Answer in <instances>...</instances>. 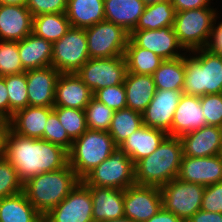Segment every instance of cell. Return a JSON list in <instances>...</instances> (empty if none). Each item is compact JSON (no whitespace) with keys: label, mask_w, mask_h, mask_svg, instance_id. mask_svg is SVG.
Here are the masks:
<instances>
[{"label":"cell","mask_w":222,"mask_h":222,"mask_svg":"<svg viewBox=\"0 0 222 222\" xmlns=\"http://www.w3.org/2000/svg\"><path fill=\"white\" fill-rule=\"evenodd\" d=\"M142 126V114L126 107L114 112L108 132L115 145L119 147L133 132Z\"/></svg>","instance_id":"obj_34"},{"label":"cell","mask_w":222,"mask_h":222,"mask_svg":"<svg viewBox=\"0 0 222 222\" xmlns=\"http://www.w3.org/2000/svg\"><path fill=\"white\" fill-rule=\"evenodd\" d=\"M182 158L180 137L167 136L152 154L134 164L136 184L162 187L178 177Z\"/></svg>","instance_id":"obj_2"},{"label":"cell","mask_w":222,"mask_h":222,"mask_svg":"<svg viewBox=\"0 0 222 222\" xmlns=\"http://www.w3.org/2000/svg\"><path fill=\"white\" fill-rule=\"evenodd\" d=\"M176 11L171 1L146 6L133 31L173 27Z\"/></svg>","instance_id":"obj_31"},{"label":"cell","mask_w":222,"mask_h":222,"mask_svg":"<svg viewBox=\"0 0 222 222\" xmlns=\"http://www.w3.org/2000/svg\"><path fill=\"white\" fill-rule=\"evenodd\" d=\"M5 84L9 97V119L13 114L29 106L26 72L5 76Z\"/></svg>","instance_id":"obj_35"},{"label":"cell","mask_w":222,"mask_h":222,"mask_svg":"<svg viewBox=\"0 0 222 222\" xmlns=\"http://www.w3.org/2000/svg\"><path fill=\"white\" fill-rule=\"evenodd\" d=\"M93 98L104 103L114 111L126 108L124 84L101 88L93 93Z\"/></svg>","instance_id":"obj_41"},{"label":"cell","mask_w":222,"mask_h":222,"mask_svg":"<svg viewBox=\"0 0 222 222\" xmlns=\"http://www.w3.org/2000/svg\"><path fill=\"white\" fill-rule=\"evenodd\" d=\"M168 136L162 130L142 126L133 132L119 147L124 150L135 164L152 154Z\"/></svg>","instance_id":"obj_24"},{"label":"cell","mask_w":222,"mask_h":222,"mask_svg":"<svg viewBox=\"0 0 222 222\" xmlns=\"http://www.w3.org/2000/svg\"><path fill=\"white\" fill-rule=\"evenodd\" d=\"M92 212L90 190L80 181L68 196L44 217L49 222H93Z\"/></svg>","instance_id":"obj_12"},{"label":"cell","mask_w":222,"mask_h":222,"mask_svg":"<svg viewBox=\"0 0 222 222\" xmlns=\"http://www.w3.org/2000/svg\"><path fill=\"white\" fill-rule=\"evenodd\" d=\"M27 0H0V3L11 5H26Z\"/></svg>","instance_id":"obj_51"},{"label":"cell","mask_w":222,"mask_h":222,"mask_svg":"<svg viewBox=\"0 0 222 222\" xmlns=\"http://www.w3.org/2000/svg\"><path fill=\"white\" fill-rule=\"evenodd\" d=\"M25 72L29 106L54 107L56 82L61 73L53 66Z\"/></svg>","instance_id":"obj_17"},{"label":"cell","mask_w":222,"mask_h":222,"mask_svg":"<svg viewBox=\"0 0 222 222\" xmlns=\"http://www.w3.org/2000/svg\"><path fill=\"white\" fill-rule=\"evenodd\" d=\"M68 0H27L26 7L36 15L49 13H65Z\"/></svg>","instance_id":"obj_43"},{"label":"cell","mask_w":222,"mask_h":222,"mask_svg":"<svg viewBox=\"0 0 222 222\" xmlns=\"http://www.w3.org/2000/svg\"><path fill=\"white\" fill-rule=\"evenodd\" d=\"M11 130V120L0 118V158L5 156L7 137Z\"/></svg>","instance_id":"obj_49"},{"label":"cell","mask_w":222,"mask_h":222,"mask_svg":"<svg viewBox=\"0 0 222 222\" xmlns=\"http://www.w3.org/2000/svg\"><path fill=\"white\" fill-rule=\"evenodd\" d=\"M23 191V183L16 169L5 158H0V200Z\"/></svg>","instance_id":"obj_39"},{"label":"cell","mask_w":222,"mask_h":222,"mask_svg":"<svg viewBox=\"0 0 222 222\" xmlns=\"http://www.w3.org/2000/svg\"><path fill=\"white\" fill-rule=\"evenodd\" d=\"M18 52L25 71L51 66L52 43L34 33L18 41Z\"/></svg>","instance_id":"obj_25"},{"label":"cell","mask_w":222,"mask_h":222,"mask_svg":"<svg viewBox=\"0 0 222 222\" xmlns=\"http://www.w3.org/2000/svg\"><path fill=\"white\" fill-rule=\"evenodd\" d=\"M93 205V222L124 218V190L87 186Z\"/></svg>","instance_id":"obj_22"},{"label":"cell","mask_w":222,"mask_h":222,"mask_svg":"<svg viewBox=\"0 0 222 222\" xmlns=\"http://www.w3.org/2000/svg\"><path fill=\"white\" fill-rule=\"evenodd\" d=\"M126 73L127 66L124 56L89 58L76 72L92 93L101 88L123 84Z\"/></svg>","instance_id":"obj_11"},{"label":"cell","mask_w":222,"mask_h":222,"mask_svg":"<svg viewBox=\"0 0 222 222\" xmlns=\"http://www.w3.org/2000/svg\"><path fill=\"white\" fill-rule=\"evenodd\" d=\"M71 24L65 13H49L33 17L32 33L51 43L61 39Z\"/></svg>","instance_id":"obj_32"},{"label":"cell","mask_w":222,"mask_h":222,"mask_svg":"<svg viewBox=\"0 0 222 222\" xmlns=\"http://www.w3.org/2000/svg\"><path fill=\"white\" fill-rule=\"evenodd\" d=\"M18 41L0 40V76L24 73Z\"/></svg>","instance_id":"obj_38"},{"label":"cell","mask_w":222,"mask_h":222,"mask_svg":"<svg viewBox=\"0 0 222 222\" xmlns=\"http://www.w3.org/2000/svg\"><path fill=\"white\" fill-rule=\"evenodd\" d=\"M183 90L156 89L151 102L142 113L143 125L164 131L170 136L174 112Z\"/></svg>","instance_id":"obj_15"},{"label":"cell","mask_w":222,"mask_h":222,"mask_svg":"<svg viewBox=\"0 0 222 222\" xmlns=\"http://www.w3.org/2000/svg\"><path fill=\"white\" fill-rule=\"evenodd\" d=\"M90 58L124 56L130 34L119 25L101 21L85 29Z\"/></svg>","instance_id":"obj_10"},{"label":"cell","mask_w":222,"mask_h":222,"mask_svg":"<svg viewBox=\"0 0 222 222\" xmlns=\"http://www.w3.org/2000/svg\"><path fill=\"white\" fill-rule=\"evenodd\" d=\"M89 58L85 29L71 26L61 39L52 43L51 66L60 73H76Z\"/></svg>","instance_id":"obj_9"},{"label":"cell","mask_w":222,"mask_h":222,"mask_svg":"<svg viewBox=\"0 0 222 222\" xmlns=\"http://www.w3.org/2000/svg\"><path fill=\"white\" fill-rule=\"evenodd\" d=\"M220 10L218 7H203L176 12L173 28L186 52L208 48L214 23L222 14Z\"/></svg>","instance_id":"obj_5"},{"label":"cell","mask_w":222,"mask_h":222,"mask_svg":"<svg viewBox=\"0 0 222 222\" xmlns=\"http://www.w3.org/2000/svg\"><path fill=\"white\" fill-rule=\"evenodd\" d=\"M53 111L73 141L88 129L84 110L54 106Z\"/></svg>","instance_id":"obj_36"},{"label":"cell","mask_w":222,"mask_h":222,"mask_svg":"<svg viewBox=\"0 0 222 222\" xmlns=\"http://www.w3.org/2000/svg\"><path fill=\"white\" fill-rule=\"evenodd\" d=\"M38 222H49V221L44 216H42Z\"/></svg>","instance_id":"obj_54"},{"label":"cell","mask_w":222,"mask_h":222,"mask_svg":"<svg viewBox=\"0 0 222 222\" xmlns=\"http://www.w3.org/2000/svg\"><path fill=\"white\" fill-rule=\"evenodd\" d=\"M123 84L126 107L142 114L156 92L153 76L127 72Z\"/></svg>","instance_id":"obj_26"},{"label":"cell","mask_w":222,"mask_h":222,"mask_svg":"<svg viewBox=\"0 0 222 222\" xmlns=\"http://www.w3.org/2000/svg\"><path fill=\"white\" fill-rule=\"evenodd\" d=\"M41 217L24 191L0 200V222H38Z\"/></svg>","instance_id":"obj_29"},{"label":"cell","mask_w":222,"mask_h":222,"mask_svg":"<svg viewBox=\"0 0 222 222\" xmlns=\"http://www.w3.org/2000/svg\"><path fill=\"white\" fill-rule=\"evenodd\" d=\"M183 156L208 157L220 154L222 146V128L205 125L180 137Z\"/></svg>","instance_id":"obj_19"},{"label":"cell","mask_w":222,"mask_h":222,"mask_svg":"<svg viewBox=\"0 0 222 222\" xmlns=\"http://www.w3.org/2000/svg\"><path fill=\"white\" fill-rule=\"evenodd\" d=\"M186 222H222V213L207 212L200 209Z\"/></svg>","instance_id":"obj_48"},{"label":"cell","mask_w":222,"mask_h":222,"mask_svg":"<svg viewBox=\"0 0 222 222\" xmlns=\"http://www.w3.org/2000/svg\"><path fill=\"white\" fill-rule=\"evenodd\" d=\"M146 222H183L172 212L166 211L163 207Z\"/></svg>","instance_id":"obj_50"},{"label":"cell","mask_w":222,"mask_h":222,"mask_svg":"<svg viewBox=\"0 0 222 222\" xmlns=\"http://www.w3.org/2000/svg\"><path fill=\"white\" fill-rule=\"evenodd\" d=\"M214 0H171L172 5L176 12L191 10V9H200L203 7H215Z\"/></svg>","instance_id":"obj_45"},{"label":"cell","mask_w":222,"mask_h":222,"mask_svg":"<svg viewBox=\"0 0 222 222\" xmlns=\"http://www.w3.org/2000/svg\"><path fill=\"white\" fill-rule=\"evenodd\" d=\"M104 0H68L66 16L72 27L86 29L105 20Z\"/></svg>","instance_id":"obj_28"},{"label":"cell","mask_w":222,"mask_h":222,"mask_svg":"<svg viewBox=\"0 0 222 222\" xmlns=\"http://www.w3.org/2000/svg\"><path fill=\"white\" fill-rule=\"evenodd\" d=\"M162 206L172 212L183 222L189 220L201 209L205 186L197 183L184 182L178 178L160 187Z\"/></svg>","instance_id":"obj_8"},{"label":"cell","mask_w":222,"mask_h":222,"mask_svg":"<svg viewBox=\"0 0 222 222\" xmlns=\"http://www.w3.org/2000/svg\"><path fill=\"white\" fill-rule=\"evenodd\" d=\"M178 179L184 182L197 183L203 186L222 182V157L183 156Z\"/></svg>","instance_id":"obj_16"},{"label":"cell","mask_w":222,"mask_h":222,"mask_svg":"<svg viewBox=\"0 0 222 222\" xmlns=\"http://www.w3.org/2000/svg\"><path fill=\"white\" fill-rule=\"evenodd\" d=\"M152 76L156 89L183 90L185 77L184 56L164 60Z\"/></svg>","instance_id":"obj_33"},{"label":"cell","mask_w":222,"mask_h":222,"mask_svg":"<svg viewBox=\"0 0 222 222\" xmlns=\"http://www.w3.org/2000/svg\"><path fill=\"white\" fill-rule=\"evenodd\" d=\"M93 93L76 73H61L56 82L54 106L84 110Z\"/></svg>","instance_id":"obj_20"},{"label":"cell","mask_w":222,"mask_h":222,"mask_svg":"<svg viewBox=\"0 0 222 222\" xmlns=\"http://www.w3.org/2000/svg\"><path fill=\"white\" fill-rule=\"evenodd\" d=\"M206 125L222 128V93L200 96Z\"/></svg>","instance_id":"obj_42"},{"label":"cell","mask_w":222,"mask_h":222,"mask_svg":"<svg viewBox=\"0 0 222 222\" xmlns=\"http://www.w3.org/2000/svg\"><path fill=\"white\" fill-rule=\"evenodd\" d=\"M0 118L9 119V97L5 76H0Z\"/></svg>","instance_id":"obj_47"},{"label":"cell","mask_w":222,"mask_h":222,"mask_svg":"<svg viewBox=\"0 0 222 222\" xmlns=\"http://www.w3.org/2000/svg\"><path fill=\"white\" fill-rule=\"evenodd\" d=\"M102 222H136V221H133L129 218H118V219H112V220H105V221H102Z\"/></svg>","instance_id":"obj_52"},{"label":"cell","mask_w":222,"mask_h":222,"mask_svg":"<svg viewBox=\"0 0 222 222\" xmlns=\"http://www.w3.org/2000/svg\"><path fill=\"white\" fill-rule=\"evenodd\" d=\"M183 93L193 96L222 93L221 54L209 48L197 49L184 55Z\"/></svg>","instance_id":"obj_4"},{"label":"cell","mask_w":222,"mask_h":222,"mask_svg":"<svg viewBox=\"0 0 222 222\" xmlns=\"http://www.w3.org/2000/svg\"><path fill=\"white\" fill-rule=\"evenodd\" d=\"M104 7L105 20L122 26L130 34L146 5L141 0H104Z\"/></svg>","instance_id":"obj_27"},{"label":"cell","mask_w":222,"mask_h":222,"mask_svg":"<svg viewBox=\"0 0 222 222\" xmlns=\"http://www.w3.org/2000/svg\"><path fill=\"white\" fill-rule=\"evenodd\" d=\"M206 125L199 96L182 94L174 112L170 136L181 137Z\"/></svg>","instance_id":"obj_21"},{"label":"cell","mask_w":222,"mask_h":222,"mask_svg":"<svg viewBox=\"0 0 222 222\" xmlns=\"http://www.w3.org/2000/svg\"><path fill=\"white\" fill-rule=\"evenodd\" d=\"M42 139L59 145L67 151L70 150L73 143L54 111L48 115Z\"/></svg>","instance_id":"obj_40"},{"label":"cell","mask_w":222,"mask_h":222,"mask_svg":"<svg viewBox=\"0 0 222 222\" xmlns=\"http://www.w3.org/2000/svg\"><path fill=\"white\" fill-rule=\"evenodd\" d=\"M81 181L86 186L125 190L136 184L134 163L124 150L117 147Z\"/></svg>","instance_id":"obj_7"},{"label":"cell","mask_w":222,"mask_h":222,"mask_svg":"<svg viewBox=\"0 0 222 222\" xmlns=\"http://www.w3.org/2000/svg\"><path fill=\"white\" fill-rule=\"evenodd\" d=\"M162 207L160 187L134 184L124 190L126 218L146 222Z\"/></svg>","instance_id":"obj_13"},{"label":"cell","mask_w":222,"mask_h":222,"mask_svg":"<svg viewBox=\"0 0 222 222\" xmlns=\"http://www.w3.org/2000/svg\"><path fill=\"white\" fill-rule=\"evenodd\" d=\"M146 6L154 5L159 2L171 1V0H141Z\"/></svg>","instance_id":"obj_53"},{"label":"cell","mask_w":222,"mask_h":222,"mask_svg":"<svg viewBox=\"0 0 222 222\" xmlns=\"http://www.w3.org/2000/svg\"><path fill=\"white\" fill-rule=\"evenodd\" d=\"M127 72L153 75L164 61L150 50L138 47L130 38L124 52Z\"/></svg>","instance_id":"obj_30"},{"label":"cell","mask_w":222,"mask_h":222,"mask_svg":"<svg viewBox=\"0 0 222 222\" xmlns=\"http://www.w3.org/2000/svg\"><path fill=\"white\" fill-rule=\"evenodd\" d=\"M219 155L222 157V146H221V150H220V154Z\"/></svg>","instance_id":"obj_55"},{"label":"cell","mask_w":222,"mask_h":222,"mask_svg":"<svg viewBox=\"0 0 222 222\" xmlns=\"http://www.w3.org/2000/svg\"><path fill=\"white\" fill-rule=\"evenodd\" d=\"M117 148L107 131L87 129L68 151V164L82 180Z\"/></svg>","instance_id":"obj_6"},{"label":"cell","mask_w":222,"mask_h":222,"mask_svg":"<svg viewBox=\"0 0 222 222\" xmlns=\"http://www.w3.org/2000/svg\"><path fill=\"white\" fill-rule=\"evenodd\" d=\"M87 127L90 130L109 131V127L114 115V110L104 103L92 98L84 109Z\"/></svg>","instance_id":"obj_37"},{"label":"cell","mask_w":222,"mask_h":222,"mask_svg":"<svg viewBox=\"0 0 222 222\" xmlns=\"http://www.w3.org/2000/svg\"><path fill=\"white\" fill-rule=\"evenodd\" d=\"M129 38L138 47L150 50L164 60L176 59L187 53L180 45L173 27L132 31Z\"/></svg>","instance_id":"obj_14"},{"label":"cell","mask_w":222,"mask_h":222,"mask_svg":"<svg viewBox=\"0 0 222 222\" xmlns=\"http://www.w3.org/2000/svg\"><path fill=\"white\" fill-rule=\"evenodd\" d=\"M222 14L217 18L214 23L212 37L208 48L217 54L222 55ZM221 19V20H220Z\"/></svg>","instance_id":"obj_46"},{"label":"cell","mask_w":222,"mask_h":222,"mask_svg":"<svg viewBox=\"0 0 222 222\" xmlns=\"http://www.w3.org/2000/svg\"><path fill=\"white\" fill-rule=\"evenodd\" d=\"M16 169L20 181L68 165V151L43 139L20 136L10 130L4 156Z\"/></svg>","instance_id":"obj_1"},{"label":"cell","mask_w":222,"mask_h":222,"mask_svg":"<svg viewBox=\"0 0 222 222\" xmlns=\"http://www.w3.org/2000/svg\"><path fill=\"white\" fill-rule=\"evenodd\" d=\"M53 107L27 106L16 111L11 120V130L24 137L42 139L48 115Z\"/></svg>","instance_id":"obj_23"},{"label":"cell","mask_w":222,"mask_h":222,"mask_svg":"<svg viewBox=\"0 0 222 222\" xmlns=\"http://www.w3.org/2000/svg\"><path fill=\"white\" fill-rule=\"evenodd\" d=\"M201 210L222 213V182L205 186Z\"/></svg>","instance_id":"obj_44"},{"label":"cell","mask_w":222,"mask_h":222,"mask_svg":"<svg viewBox=\"0 0 222 222\" xmlns=\"http://www.w3.org/2000/svg\"><path fill=\"white\" fill-rule=\"evenodd\" d=\"M81 179L68 164L62 169L40 173L23 184L28 201L45 216L64 200Z\"/></svg>","instance_id":"obj_3"},{"label":"cell","mask_w":222,"mask_h":222,"mask_svg":"<svg viewBox=\"0 0 222 222\" xmlns=\"http://www.w3.org/2000/svg\"><path fill=\"white\" fill-rule=\"evenodd\" d=\"M33 15L26 5L0 3V40L20 41L32 33Z\"/></svg>","instance_id":"obj_18"}]
</instances>
